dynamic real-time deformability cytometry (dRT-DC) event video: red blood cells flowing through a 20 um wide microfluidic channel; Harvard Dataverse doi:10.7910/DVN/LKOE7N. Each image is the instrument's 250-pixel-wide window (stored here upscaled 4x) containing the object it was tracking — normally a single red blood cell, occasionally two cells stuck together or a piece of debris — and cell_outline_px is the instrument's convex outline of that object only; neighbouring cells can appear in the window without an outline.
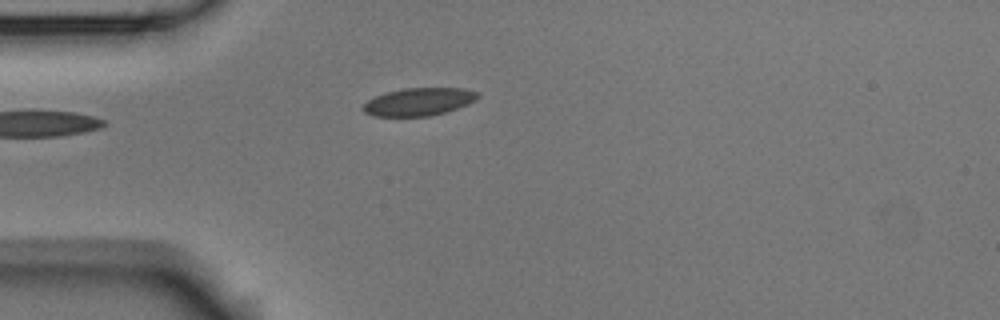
{"species": "Egyptian fruit bat (a non-hibernating species)", "species_latin": "Rousettus aegyptiacus", "temperature_condition": "room temperature", "stored_images_in_passage": 5, "camera_frame_rate_fps": 3000, "um_per_image_px": 0.085, "animal": {"sex": "male"}, "frame": {"image": 1, "passage_image": 5, "time_ms": 4.667, "image_size_px": [1000, 320], "cell_outline_px": [[480, 96], [476, 100], [468, 104], [444, 112], [428, 116], [372, 116], [364, 112], [360, 108], [368, 100], [376, 96], [388, 92], [404, 88], [464, 88], [480, 92]], "centroid_in_image_um": [35.61, 8.64], "position_along_channel_um": 49.4, "area_um2": 18.55}}